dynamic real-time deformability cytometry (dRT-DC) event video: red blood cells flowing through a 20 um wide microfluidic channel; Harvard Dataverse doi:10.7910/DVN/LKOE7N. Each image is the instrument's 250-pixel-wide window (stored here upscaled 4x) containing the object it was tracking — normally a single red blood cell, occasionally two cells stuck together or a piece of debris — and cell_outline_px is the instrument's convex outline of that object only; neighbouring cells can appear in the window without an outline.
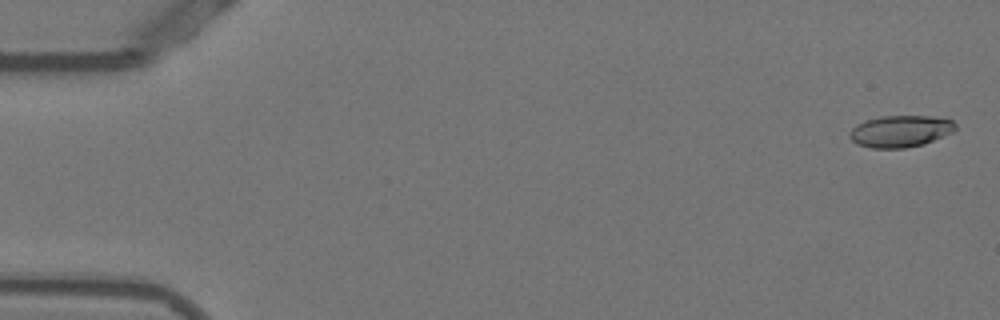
{"species": "Egyptian fruit bat (a non-hibernating species)", "species_latin": "Rousettus aegyptiacus", "temperature_condition": "warm", "stored_images_in_passage": 53, "camera_frame_rate_fps": 3000, "um_per_image_px": 0.085, "animal": {"sex": "female"}, "frame": {"image": 1, "passage_image": 2, "time_ms": 0.333, "image_size_px": [1000, 320], "cell_outline_px": [[956, 128], [952, 132], [924, 144], [904, 148], [872, 148], [856, 144], [848, 136], [848, 132], [856, 124], [864, 120], [880, 116], [928, 116], [952, 120], [956, 124]], "centroid_in_image_um": [76.48, 11.15], "position_along_channel_um": 8.5, "area_um2": 19.65}}
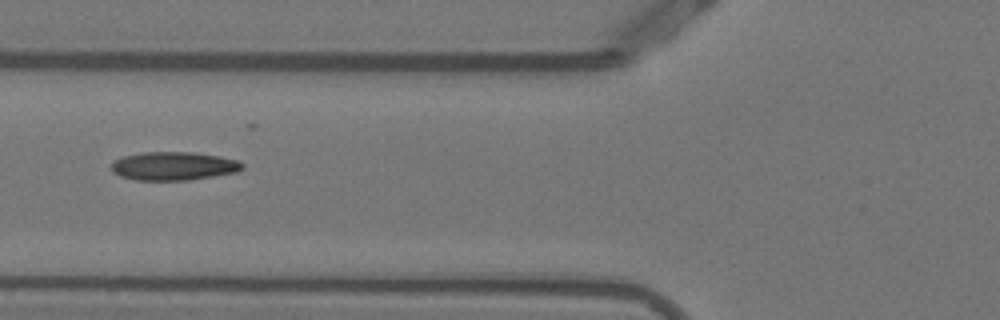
{"frame": {"image": 2, "passage_image": 21, "time_ms": 6.667, "image_size_px": [1000, 320], "cell_outline_px": [[244, 168], [236, 172], [188, 180], [136, 180], [120, 176], [112, 172], [112, 164], [116, 160], [124, 156], [144, 152], [192, 152], [216, 156], [236, 160], [244, 164]], "centroid_in_image_um": [14.75, 14.12], "position_along_channel_um": 111.1, "area_um2": 21.44}}
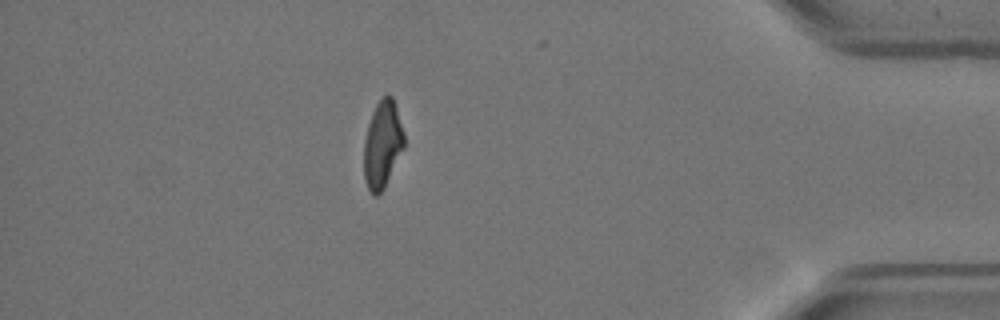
{"frame": {"image": 3, "passage_image": 47, "time_ms": 15.333, "image_size_px": [1000, 320], "cell_outline_px": [[404, 148], [384, 188], [376, 196], [372, 196], [364, 180], [364, 140], [368, 124], [372, 112], [376, 104], [388, 92], [392, 96], [404, 132]], "centroid_in_image_um": [32.5, 12.28], "position_along_channel_um": 402.7, "area_um2": 20.46}, "authors_computed_cell_mechanics": {"area_um2": 20.9814, "velocity_mm_per_s": 3.8514, "shape_relaxation_time_tau1_ms": 6.0851, "shape_relaxation_time_tau2_ms": 1.7567, "deformation_change_tau1": 0.2245, "deformation_change_tau2": 0.0865}}